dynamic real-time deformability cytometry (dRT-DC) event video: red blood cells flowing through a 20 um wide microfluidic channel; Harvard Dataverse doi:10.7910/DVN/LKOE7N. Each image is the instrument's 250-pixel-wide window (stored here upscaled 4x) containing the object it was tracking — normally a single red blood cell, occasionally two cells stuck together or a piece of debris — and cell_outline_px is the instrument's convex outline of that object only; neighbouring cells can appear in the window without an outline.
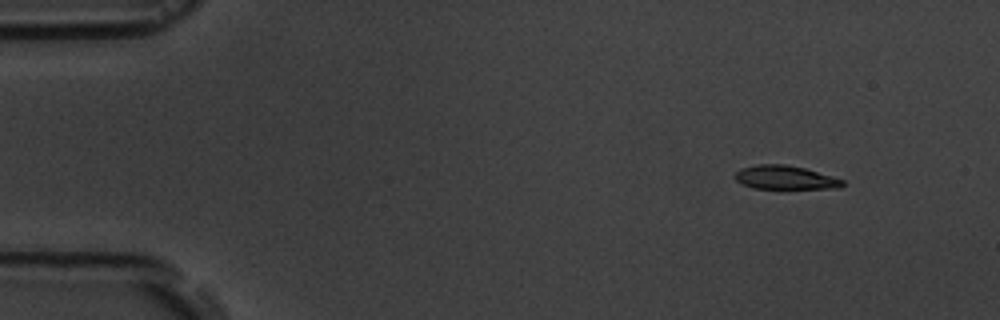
{"species": "common noctule bat (a hibernating species)", "species_latin": "Nyctalus noctula", "temperature_condition": "room temperature", "stored_images_in_passage": 5, "camera_frame_rate_fps": 3000, "um_per_image_px": 0.085, "animal": {"sex": "male", "body_mass_g": 19.5, "forearm_length_mm": 54.6}, "frame": {"image": 1, "passage_image": 1, "time_ms": 0.0, "image_size_px": [1000, 320], "cell_outline_px": [[844, 184], [840, 188], [752, 188], [736, 180], [732, 176], [740, 168], [756, 164], [784, 164], [804, 168], [832, 176], [844, 180]], "centroid_in_image_um": [66.71, 15.08], "position_along_channel_um": 18.3, "area_um2": 14.8}}
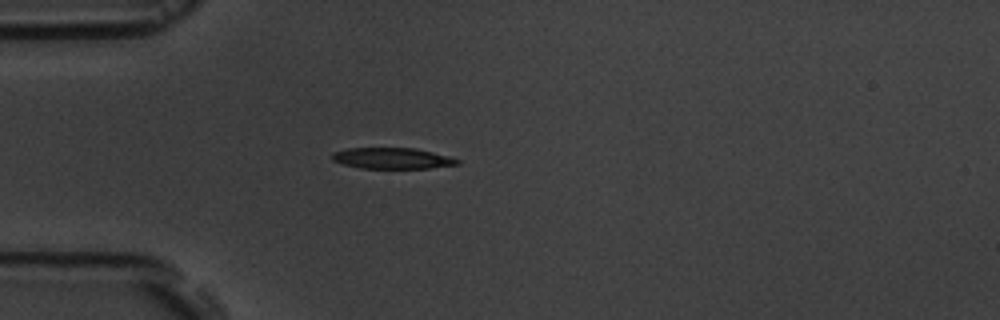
{"frame": {"image": 2, "passage_image": 4, "time_ms": 3.333, "image_size_px": [1000, 320], "cell_outline_px": [[460, 164], [428, 168], [360, 168], [344, 164], [332, 160], [332, 152], [348, 148], [416, 148], [448, 156], [460, 160]], "centroid_in_image_um": [33.33, 13.45], "position_along_channel_um": 51.7, "area_um2": 15.26}}